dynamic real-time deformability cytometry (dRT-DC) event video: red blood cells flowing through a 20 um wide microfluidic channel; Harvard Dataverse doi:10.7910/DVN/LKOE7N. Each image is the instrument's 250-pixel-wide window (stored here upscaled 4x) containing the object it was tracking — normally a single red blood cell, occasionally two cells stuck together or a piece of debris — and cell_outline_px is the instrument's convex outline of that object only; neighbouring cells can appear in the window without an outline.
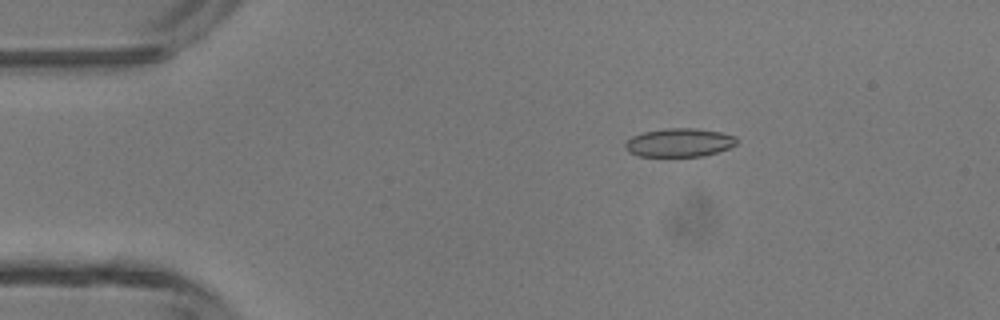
{"species": "common noctule bat (a hibernating species)", "species_latin": "Nyctalus noctula", "temperature_condition": "room temperature", "stored_images_in_passage": 42, "camera_frame_rate_fps": 3000, "um_per_image_px": 0.085, "animal": {"sex": "male", "body_mass_g": 13.3}, "frame": {"image": 1, "passage_image": 3, "time_ms": 0.667, "image_size_px": [1000, 320], "cell_outline_px": [[736, 144], [728, 148], [704, 156], [640, 156], [628, 152], [624, 148], [624, 144], [632, 136], [644, 132], [668, 128], [696, 128], [720, 132], [736, 136]], "centroid_in_image_um": [57.72, 12.12], "position_along_channel_um": 27.3, "area_um2": 18.44}}
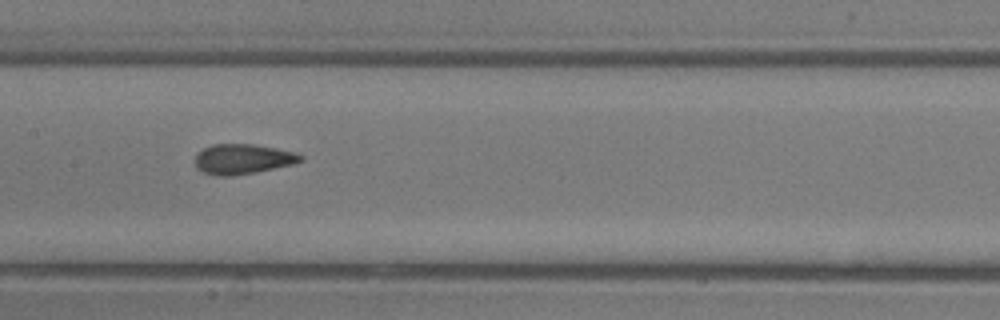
{"frame": {"image": 2, "passage_image": 18, "time_ms": 5.667, "image_size_px": [1000, 320], "cell_outline_px": [[304, 160], [292, 164], [232, 176], [220, 176], [204, 172], [196, 168], [196, 152], [212, 144], [252, 144], [276, 148], [296, 152], [304, 156]], "centroid_in_image_um": [20.63, 13.5], "position_along_channel_um": 186.8, "area_um2": 18.32}}
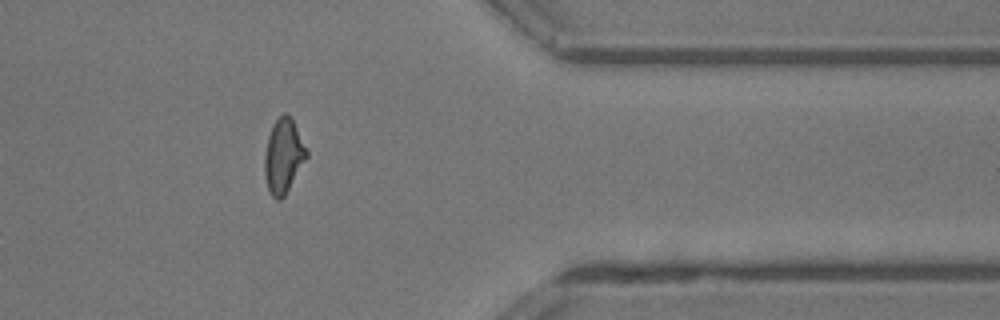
{"frame": {"image": 3, "passage_image": 33, "time_ms": 10.667, "image_size_px": [1000, 320], "cell_outline_px": [[308, 156], [284, 196], [280, 200], [276, 200], [272, 196], [268, 188], [264, 176], [264, 156], [268, 136], [272, 124], [284, 112], [288, 112], [308, 152]], "centroid_in_image_um": [24.07, 13.26], "position_along_channel_um": 387.3, "area_um2": 18.03}, "authors_computed_cell_mechanics": {"area_um2": 18.2359, "velocity_mm_per_s": 4.3864, "shape_relaxation_time_tau1_ms": 8.1539, "shape_relaxation_time_tau2_ms": 1.6147, "deformation_change_tau1": 0.179, "deformation_change_tau2": 0.0816}}